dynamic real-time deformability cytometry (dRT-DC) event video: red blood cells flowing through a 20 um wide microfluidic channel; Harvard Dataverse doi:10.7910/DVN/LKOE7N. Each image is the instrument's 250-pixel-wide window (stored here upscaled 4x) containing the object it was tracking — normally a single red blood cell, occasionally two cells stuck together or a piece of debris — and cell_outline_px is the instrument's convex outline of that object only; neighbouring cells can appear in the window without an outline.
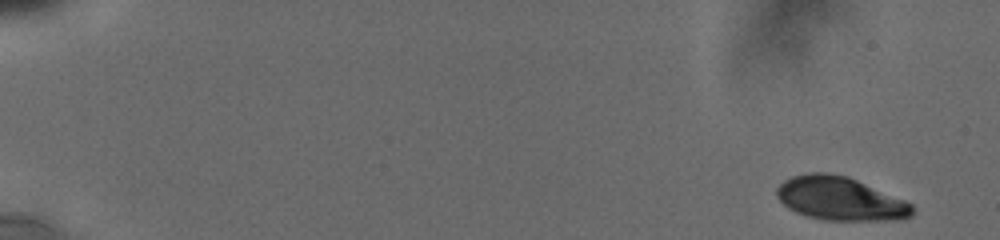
{"species": "human", "species_latin": "Homo sapiens", "temperature_condition": "cold", "stored_images_in_passage": 9, "camera_frame_rate_fps": 3000, "um_per_image_px": 0.085, "donor": {"sex": "male"}, "frame": {"image": 1, "passage_image": 1, "time_ms": 0.0, "image_size_px": [1000, 240], "cell_outline_px": [[912, 216], [904, 220], [820, 220], [804, 216], [788, 208], [776, 196], [776, 188], [784, 180], [792, 176], [808, 172], [828, 172], [848, 176], [904, 200], [912, 204]], "centroid_in_image_um": [71.39, 16.89], "position_along_channel_um": 13.6, "area_um2": 34.56}}
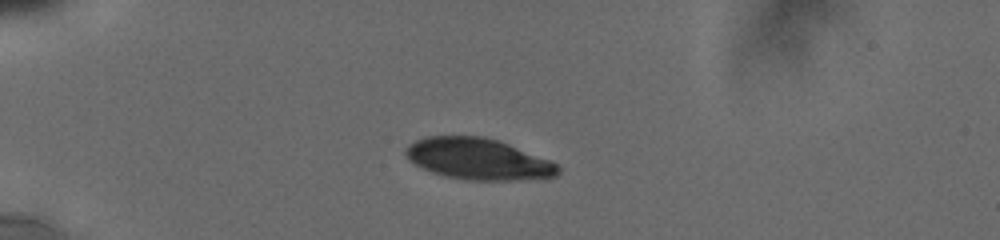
{"frame": {"image": 2, "passage_image": 6, "time_ms": 4.333, "image_size_px": [1000, 240], "cell_outline_px": [[560, 172], [556, 176], [544, 180], [468, 180], [448, 176], [432, 172], [408, 160], [404, 152], [404, 148], [408, 144], [416, 140], [428, 136], [484, 136], [508, 144], [552, 160], [560, 168]], "centroid_in_image_um": [40.7, 13.52], "position_along_channel_um": 44.3, "area_um2": 36.93}}